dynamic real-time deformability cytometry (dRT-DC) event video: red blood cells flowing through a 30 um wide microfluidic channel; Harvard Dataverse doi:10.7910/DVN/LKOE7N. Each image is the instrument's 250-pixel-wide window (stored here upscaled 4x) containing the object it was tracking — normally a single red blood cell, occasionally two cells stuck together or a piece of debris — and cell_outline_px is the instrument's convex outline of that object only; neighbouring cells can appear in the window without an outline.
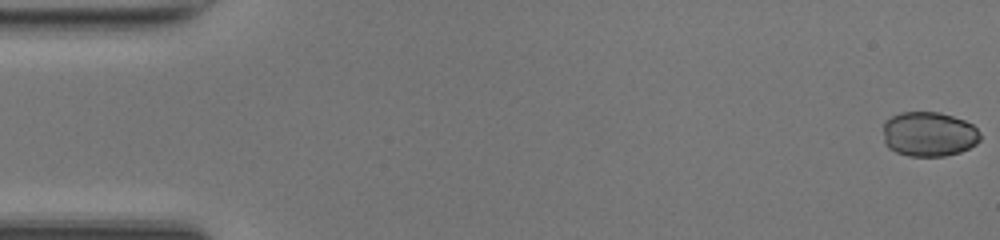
{"species": "common noctule bat (a hibernating species)", "species_latin": "Nyctalus noctula", "temperature_condition": "room temperature", "stored_images_in_passage": 50, "camera_frame_rate_fps": 3000, "um_per_image_px": 0.085, "animal": {"sex": "female", "body_mass_g": 17.0, "forearm_length_mm": 48.0}, "frame": {"image": 1, "passage_image": 1, "time_ms": 0.0, "image_size_px": [1000, 240], "cell_outline_px": [[980, 140], [976, 144], [960, 152], [944, 156], [908, 156], [896, 152], [888, 148], [884, 144], [884, 120], [900, 112], [940, 112], [964, 120], [972, 124], [980, 132]], "centroid_in_image_um": [78.94, 11.4], "position_along_channel_um": 6.1, "area_um2": 25.49}}
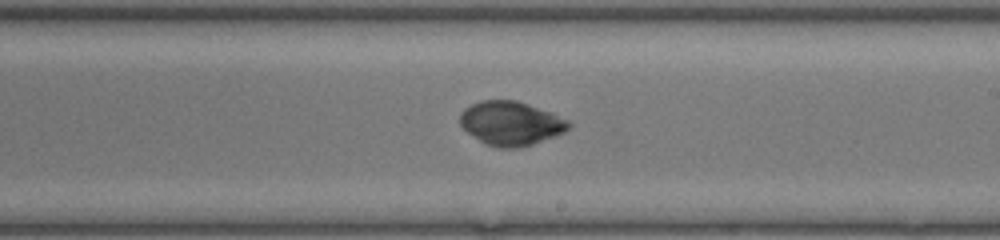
{"frame": {"image": 2, "passage_image": 29, "time_ms": 9.333, "image_size_px": [1000, 240], "cell_outline_px": [[572, 124], [564, 132], [556, 136], [520, 148], [496, 148], [484, 144], [468, 132], [460, 124], [460, 112], [464, 108], [480, 100], [516, 100], [552, 112], [568, 120]], "centroid_in_image_um": [43.42, 10.49], "position_along_channel_um": 245.6, "area_um2": 28.03}}
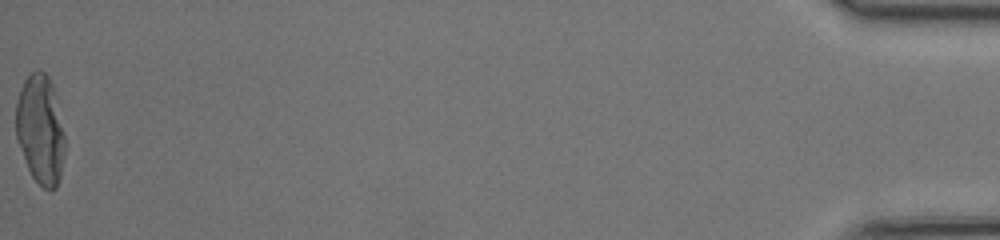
{"frame": {"image": 3, "passage_image": 50, "time_ms": 16.333, "image_size_px": [1000, 240], "cell_outline_px": [[64, 152], [60, 176], [56, 188], [44, 188], [32, 176], [28, 168], [16, 140], [16, 104], [20, 88], [24, 80], [36, 68], [44, 72], [48, 76], [52, 84], [56, 96], [64, 132]], "centroid_in_image_um": [3.42, 10.97], "position_along_channel_um": 431.8, "area_um2": 31.1}, "authors_computed_cell_mechanics": {"area_um2": 28.1486, "velocity_mm_per_s": 4.2258, "shape_relaxation_time_tau1_ms": 3.9516, "shape_relaxation_time_tau2_ms": 0.9027, "deformation_change_tau1": 0.1133, "deformation_change_tau2": 0.02}}